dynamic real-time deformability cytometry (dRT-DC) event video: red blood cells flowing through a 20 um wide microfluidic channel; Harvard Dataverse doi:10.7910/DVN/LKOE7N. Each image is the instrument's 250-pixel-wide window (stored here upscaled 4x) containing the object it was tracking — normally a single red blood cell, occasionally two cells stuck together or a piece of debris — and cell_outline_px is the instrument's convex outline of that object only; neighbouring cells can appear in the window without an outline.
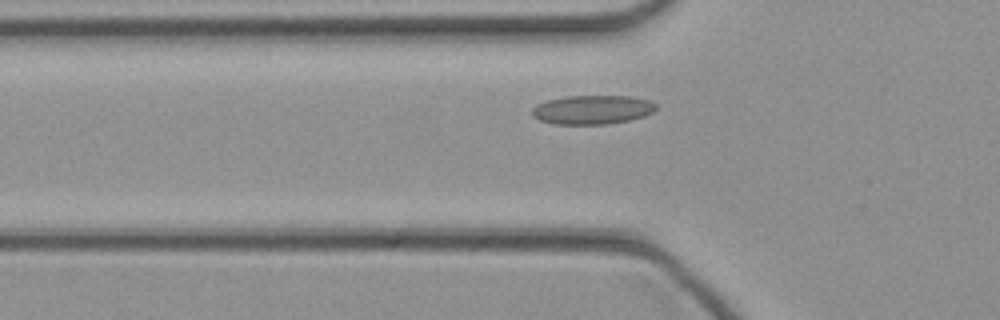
{"species": "common noctule bat (a hibernating species)", "species_latin": "Nyctalus noctula", "temperature_condition": "cold", "stored_images_in_passage": 29, "camera_frame_rate_fps": 3000, "um_per_image_px": 0.085, "animal": {"sex": "female", "body_mass_g": 21.9}, "frame": {"image": 1, "passage_image": 3, "time_ms": 0.667, "image_size_px": [1000, 320], "cell_outline_px": [[656, 108], [652, 112], [644, 116], [628, 120], [608, 124], [552, 124], [540, 120], [532, 116], [532, 108], [536, 104], [548, 100], [564, 96], [628, 96], [648, 100], [656, 104]], "centroid_in_image_um": [50.31, 9.32], "position_along_channel_um": 75.5, "area_um2": 20.92}}
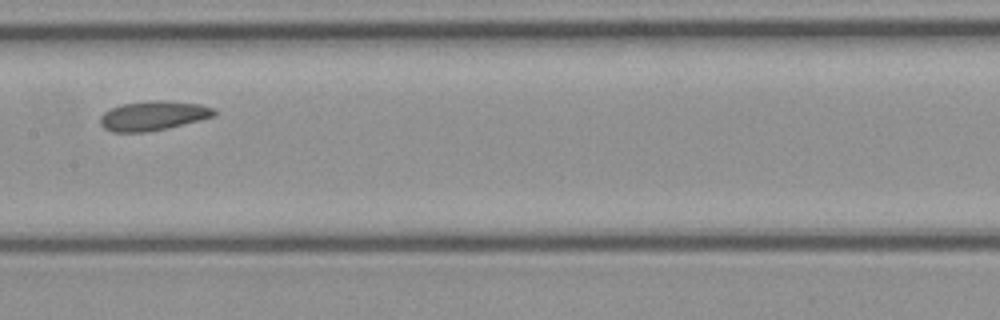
{"frame": {"image": 2, "passage_image": 11, "time_ms": 3.333, "image_size_px": [1000, 320], "cell_outline_px": [[216, 116], [168, 128], [148, 132], [112, 132], [104, 128], [100, 124], [100, 116], [104, 112], [120, 104], [148, 100], [168, 100], [200, 104], [212, 108], [216, 112]], "centroid_in_image_um": [13.01, 9.83], "position_along_channel_um": 194.4, "area_um2": 19.77}}
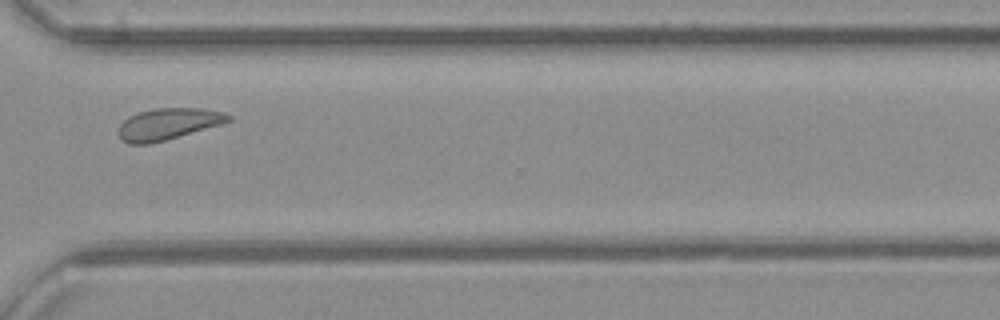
{"frame": {"image": 3, "passage_image": 22, "time_ms": 7.0, "image_size_px": [1000, 320], "cell_outline_px": [[232, 120], [220, 124], [164, 140], [148, 144], [128, 144], [120, 140], [116, 132], [120, 124], [128, 116], [140, 112], [156, 108], [200, 108], [224, 112], [232, 116]], "centroid_in_image_um": [14.23, 10.54], "position_along_channel_um": 356.4, "area_um2": 20.11}}